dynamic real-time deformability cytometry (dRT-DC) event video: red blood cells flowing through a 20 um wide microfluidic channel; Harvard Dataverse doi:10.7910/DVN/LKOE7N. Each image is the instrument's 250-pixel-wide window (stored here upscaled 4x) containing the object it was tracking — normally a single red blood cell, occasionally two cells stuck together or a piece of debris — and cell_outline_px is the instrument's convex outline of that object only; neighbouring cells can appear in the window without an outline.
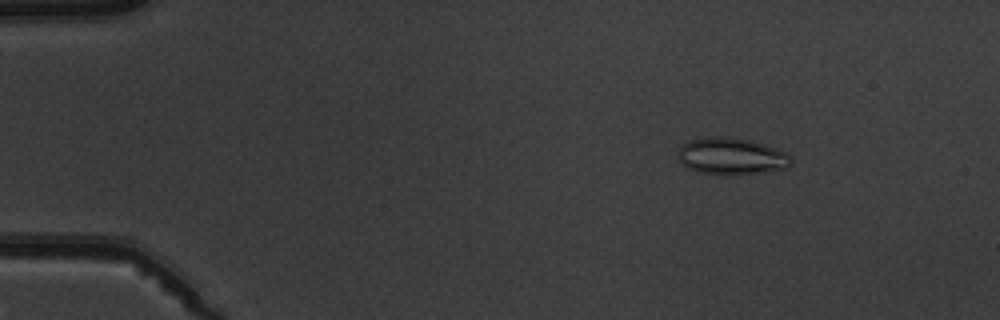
{"species": "common noctule bat (a hibernating species)", "species_latin": "Nyctalus noctula", "temperature_condition": "warm", "stored_images_in_passage": 6, "camera_frame_rate_fps": 3000, "um_per_image_px": 0.085, "animal": {"sex": "male", "body_mass_g": 19.5, "forearm_length_mm": 54.6}, "frame": {"image": 1, "passage_image": 3, "time_ms": 2.333, "image_size_px": [1000, 320], "cell_outline_px": [[792, 164], [784, 168], [764, 172], [736, 176], [724, 176], [700, 172], [688, 168], [676, 156], [676, 152], [688, 140], [716, 136], [720, 136], [752, 140], [776, 148], [792, 156]], "centroid_in_image_um": [62.18, 13.3], "position_along_channel_um": 22.8, "area_um2": 24.62}}
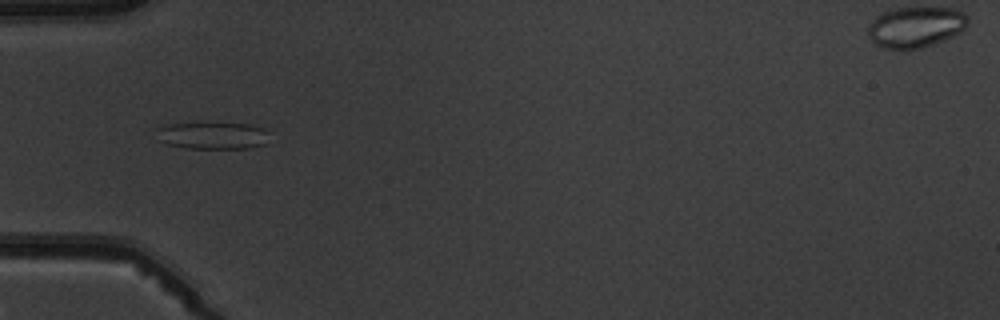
{"frame": {"image": 2, "passage_image": 6, "time_ms": 5.667, "image_size_px": [1000, 320], "cell_outline_px": [[268, 144], [248, 148], [184, 148], [168, 144], [160, 140], [156, 128], [164, 124], [208, 120], [252, 124], [264, 128], [268, 132]], "centroid_in_image_um": [18.1, 11.46], "position_along_channel_um": 66.9, "area_um2": 18.96}}